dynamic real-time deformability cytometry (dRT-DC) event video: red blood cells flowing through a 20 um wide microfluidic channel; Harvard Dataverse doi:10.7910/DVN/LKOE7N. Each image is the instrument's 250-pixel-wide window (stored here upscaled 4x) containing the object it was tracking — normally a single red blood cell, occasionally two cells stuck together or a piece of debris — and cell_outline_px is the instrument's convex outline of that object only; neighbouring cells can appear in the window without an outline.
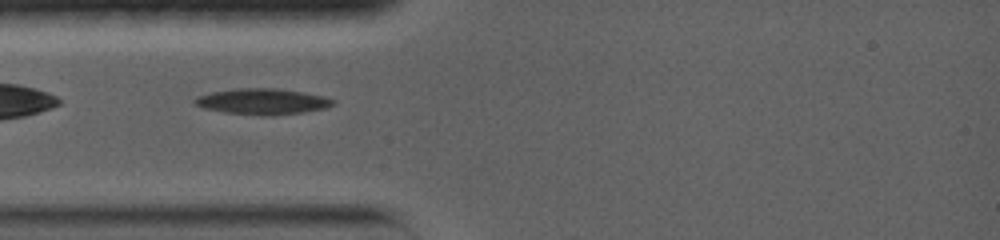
{"species": "common noctule bat (a hibernating species)", "species_latin": "Nyctalus noctula", "temperature_condition": "warm", "stored_images_in_passage": 43, "camera_frame_rate_fps": 5000, "um_per_image_px": 0.085, "animal": {"sex": "female", "body_mass_g": 19.0, "forearm_length_mm": 56.7}, "frame": {"image": 1, "passage_image": 1, "time_ms": 0.0, "image_size_px": [1000, 240], "cell_outline_px": [[336, 104], [328, 108], [304, 112], [272, 116], [264, 116], [224, 112], [204, 108], [196, 104], [192, 100], [196, 96], [212, 92], [232, 88], [276, 88], [324, 96], [336, 100]], "centroid_in_image_um": [22.33, 8.63], "position_along_channel_um": 62.7, "area_um2": 21.1}}
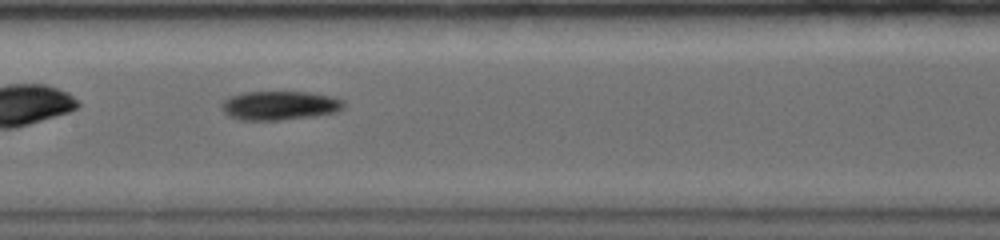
{"frame": {"image": 2, "passage_image": 13, "time_ms": 3.2, "image_size_px": [1000, 240], "cell_outline_px": [[344, 108], [336, 112], [312, 116], [280, 120], [240, 120], [228, 116], [220, 108], [224, 100], [228, 96], [244, 92], [308, 92], [336, 96], [344, 100]], "centroid_in_image_um": [23.77, 8.96], "position_along_channel_um": 183.6, "area_um2": 20.87}}